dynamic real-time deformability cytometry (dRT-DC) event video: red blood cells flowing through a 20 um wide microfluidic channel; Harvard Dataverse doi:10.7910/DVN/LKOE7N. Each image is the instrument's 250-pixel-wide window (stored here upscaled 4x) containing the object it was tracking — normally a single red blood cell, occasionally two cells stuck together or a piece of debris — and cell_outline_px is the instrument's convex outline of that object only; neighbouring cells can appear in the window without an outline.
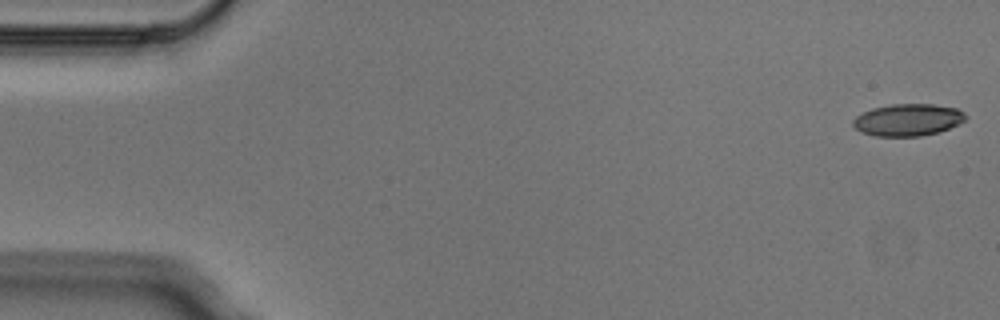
{"species": "Egyptian fruit bat (a non-hibernating species)", "species_latin": "Rousettus aegyptiacus", "temperature_condition": "cold", "stored_images_in_passage": 5, "camera_frame_rate_fps": 3000, "um_per_image_px": 0.085, "animal": {"sex": "male"}, "frame": {"image": 1, "passage_image": 1, "time_ms": 0.0, "image_size_px": [1000, 320], "cell_outline_px": [[968, 116], [960, 124], [940, 132], [920, 136], [876, 136], [860, 132], [852, 124], [852, 120], [856, 116], [872, 108], [892, 104], [932, 104], [956, 108], [964, 112]], "centroid_in_image_um": [77.19, 10.19], "position_along_channel_um": 7.8, "area_um2": 21.15}}
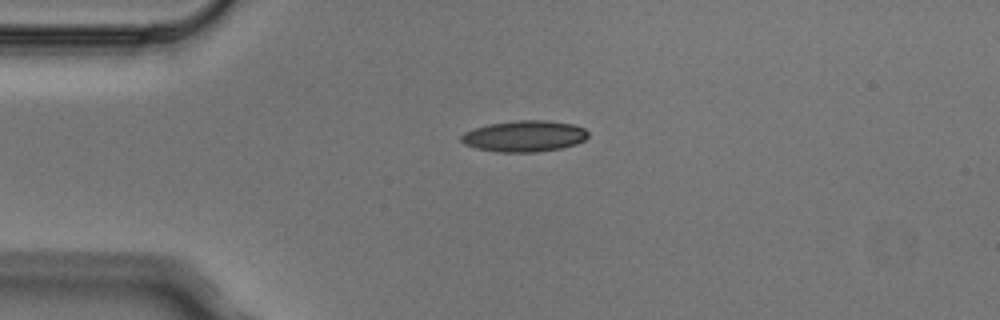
{"frame": {"image": 2, "passage_image": 4, "time_ms": 1.0, "image_size_px": [1000, 320], "cell_outline_px": [[588, 136], [584, 140], [576, 144], [560, 148], [536, 152], [500, 152], [476, 148], [464, 144], [460, 140], [460, 136], [464, 132], [488, 124], [520, 120], [548, 120], [572, 124], [584, 128], [588, 132]], "centroid_in_image_um": [44.57, 11.57], "position_along_channel_um": 40.4, "area_um2": 23.0}}